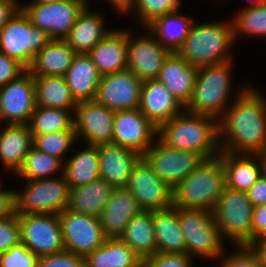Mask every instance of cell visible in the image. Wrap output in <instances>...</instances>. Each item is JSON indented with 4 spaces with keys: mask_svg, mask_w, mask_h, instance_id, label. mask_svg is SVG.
I'll list each match as a JSON object with an SVG mask.
<instances>
[{
    "mask_svg": "<svg viewBox=\"0 0 266 267\" xmlns=\"http://www.w3.org/2000/svg\"><path fill=\"white\" fill-rule=\"evenodd\" d=\"M64 162L63 175L69 188L83 186L100 178L98 146L88 145Z\"/></svg>",
    "mask_w": 266,
    "mask_h": 267,
    "instance_id": "obj_34",
    "label": "cell"
},
{
    "mask_svg": "<svg viewBox=\"0 0 266 267\" xmlns=\"http://www.w3.org/2000/svg\"><path fill=\"white\" fill-rule=\"evenodd\" d=\"M20 7L18 0H0V30Z\"/></svg>",
    "mask_w": 266,
    "mask_h": 267,
    "instance_id": "obj_51",
    "label": "cell"
},
{
    "mask_svg": "<svg viewBox=\"0 0 266 267\" xmlns=\"http://www.w3.org/2000/svg\"><path fill=\"white\" fill-rule=\"evenodd\" d=\"M24 182L23 190L14 191L16 214H59L67 209L70 188L63 174Z\"/></svg>",
    "mask_w": 266,
    "mask_h": 267,
    "instance_id": "obj_9",
    "label": "cell"
},
{
    "mask_svg": "<svg viewBox=\"0 0 266 267\" xmlns=\"http://www.w3.org/2000/svg\"><path fill=\"white\" fill-rule=\"evenodd\" d=\"M234 38L242 34L266 38V4L246 6L231 18Z\"/></svg>",
    "mask_w": 266,
    "mask_h": 267,
    "instance_id": "obj_39",
    "label": "cell"
},
{
    "mask_svg": "<svg viewBox=\"0 0 266 267\" xmlns=\"http://www.w3.org/2000/svg\"><path fill=\"white\" fill-rule=\"evenodd\" d=\"M38 257L22 242L0 255V267H37Z\"/></svg>",
    "mask_w": 266,
    "mask_h": 267,
    "instance_id": "obj_43",
    "label": "cell"
},
{
    "mask_svg": "<svg viewBox=\"0 0 266 267\" xmlns=\"http://www.w3.org/2000/svg\"><path fill=\"white\" fill-rule=\"evenodd\" d=\"M139 109L157 128L185 110V107L157 79L142 83Z\"/></svg>",
    "mask_w": 266,
    "mask_h": 267,
    "instance_id": "obj_20",
    "label": "cell"
},
{
    "mask_svg": "<svg viewBox=\"0 0 266 267\" xmlns=\"http://www.w3.org/2000/svg\"><path fill=\"white\" fill-rule=\"evenodd\" d=\"M249 86L237 91L238 97L218 118L221 151L257 154L266 150V98Z\"/></svg>",
    "mask_w": 266,
    "mask_h": 267,
    "instance_id": "obj_1",
    "label": "cell"
},
{
    "mask_svg": "<svg viewBox=\"0 0 266 267\" xmlns=\"http://www.w3.org/2000/svg\"><path fill=\"white\" fill-rule=\"evenodd\" d=\"M81 1H83L86 5H89V1H87V0H81Z\"/></svg>",
    "mask_w": 266,
    "mask_h": 267,
    "instance_id": "obj_57",
    "label": "cell"
},
{
    "mask_svg": "<svg viewBox=\"0 0 266 267\" xmlns=\"http://www.w3.org/2000/svg\"><path fill=\"white\" fill-rule=\"evenodd\" d=\"M37 106L74 110V100L64 76H33Z\"/></svg>",
    "mask_w": 266,
    "mask_h": 267,
    "instance_id": "obj_36",
    "label": "cell"
},
{
    "mask_svg": "<svg viewBox=\"0 0 266 267\" xmlns=\"http://www.w3.org/2000/svg\"><path fill=\"white\" fill-rule=\"evenodd\" d=\"M28 69L18 60L0 52V88L25 73Z\"/></svg>",
    "mask_w": 266,
    "mask_h": 267,
    "instance_id": "obj_48",
    "label": "cell"
},
{
    "mask_svg": "<svg viewBox=\"0 0 266 267\" xmlns=\"http://www.w3.org/2000/svg\"><path fill=\"white\" fill-rule=\"evenodd\" d=\"M86 4L81 0H62L53 3H21L36 28L49 33L52 39H65Z\"/></svg>",
    "mask_w": 266,
    "mask_h": 267,
    "instance_id": "obj_12",
    "label": "cell"
},
{
    "mask_svg": "<svg viewBox=\"0 0 266 267\" xmlns=\"http://www.w3.org/2000/svg\"><path fill=\"white\" fill-rule=\"evenodd\" d=\"M266 4V0H251V4L249 6H256Z\"/></svg>",
    "mask_w": 266,
    "mask_h": 267,
    "instance_id": "obj_55",
    "label": "cell"
},
{
    "mask_svg": "<svg viewBox=\"0 0 266 267\" xmlns=\"http://www.w3.org/2000/svg\"><path fill=\"white\" fill-rule=\"evenodd\" d=\"M59 222L65 250L86 257L107 239L100 219L64 209L59 213Z\"/></svg>",
    "mask_w": 266,
    "mask_h": 267,
    "instance_id": "obj_13",
    "label": "cell"
},
{
    "mask_svg": "<svg viewBox=\"0 0 266 267\" xmlns=\"http://www.w3.org/2000/svg\"><path fill=\"white\" fill-rule=\"evenodd\" d=\"M114 188L103 178L71 188L67 210L99 218Z\"/></svg>",
    "mask_w": 266,
    "mask_h": 267,
    "instance_id": "obj_28",
    "label": "cell"
},
{
    "mask_svg": "<svg viewBox=\"0 0 266 267\" xmlns=\"http://www.w3.org/2000/svg\"><path fill=\"white\" fill-rule=\"evenodd\" d=\"M101 75L128 69L127 31L114 29L87 53Z\"/></svg>",
    "mask_w": 266,
    "mask_h": 267,
    "instance_id": "obj_24",
    "label": "cell"
},
{
    "mask_svg": "<svg viewBox=\"0 0 266 267\" xmlns=\"http://www.w3.org/2000/svg\"><path fill=\"white\" fill-rule=\"evenodd\" d=\"M144 36L133 38L131 31H127V62L128 69L140 80L157 79L164 61L170 50L163 47L155 36L144 27Z\"/></svg>",
    "mask_w": 266,
    "mask_h": 267,
    "instance_id": "obj_17",
    "label": "cell"
},
{
    "mask_svg": "<svg viewBox=\"0 0 266 267\" xmlns=\"http://www.w3.org/2000/svg\"><path fill=\"white\" fill-rule=\"evenodd\" d=\"M246 193L254 207L266 203V179L261 176Z\"/></svg>",
    "mask_w": 266,
    "mask_h": 267,
    "instance_id": "obj_49",
    "label": "cell"
},
{
    "mask_svg": "<svg viewBox=\"0 0 266 267\" xmlns=\"http://www.w3.org/2000/svg\"><path fill=\"white\" fill-rule=\"evenodd\" d=\"M101 76L90 56L78 53L64 77L74 100L81 102L95 100Z\"/></svg>",
    "mask_w": 266,
    "mask_h": 267,
    "instance_id": "obj_26",
    "label": "cell"
},
{
    "mask_svg": "<svg viewBox=\"0 0 266 267\" xmlns=\"http://www.w3.org/2000/svg\"><path fill=\"white\" fill-rule=\"evenodd\" d=\"M261 167V176L266 179V150L257 153Z\"/></svg>",
    "mask_w": 266,
    "mask_h": 267,
    "instance_id": "obj_53",
    "label": "cell"
},
{
    "mask_svg": "<svg viewBox=\"0 0 266 267\" xmlns=\"http://www.w3.org/2000/svg\"><path fill=\"white\" fill-rule=\"evenodd\" d=\"M77 142L75 130H62L33 135V147L38 151L55 156L65 162L64 159L69 150ZM72 148V149H70Z\"/></svg>",
    "mask_w": 266,
    "mask_h": 267,
    "instance_id": "obj_40",
    "label": "cell"
},
{
    "mask_svg": "<svg viewBox=\"0 0 266 267\" xmlns=\"http://www.w3.org/2000/svg\"><path fill=\"white\" fill-rule=\"evenodd\" d=\"M100 178L114 187H127L133 166L142 157L115 144L98 145Z\"/></svg>",
    "mask_w": 266,
    "mask_h": 267,
    "instance_id": "obj_23",
    "label": "cell"
},
{
    "mask_svg": "<svg viewBox=\"0 0 266 267\" xmlns=\"http://www.w3.org/2000/svg\"><path fill=\"white\" fill-rule=\"evenodd\" d=\"M9 190L5 195H0V221L15 214V193Z\"/></svg>",
    "mask_w": 266,
    "mask_h": 267,
    "instance_id": "obj_50",
    "label": "cell"
},
{
    "mask_svg": "<svg viewBox=\"0 0 266 267\" xmlns=\"http://www.w3.org/2000/svg\"><path fill=\"white\" fill-rule=\"evenodd\" d=\"M153 229L157 253H186L185 237L180 229L177 207L153 211Z\"/></svg>",
    "mask_w": 266,
    "mask_h": 267,
    "instance_id": "obj_31",
    "label": "cell"
},
{
    "mask_svg": "<svg viewBox=\"0 0 266 267\" xmlns=\"http://www.w3.org/2000/svg\"><path fill=\"white\" fill-rule=\"evenodd\" d=\"M226 187L221 157L205 159L173 189V206L213 211Z\"/></svg>",
    "mask_w": 266,
    "mask_h": 267,
    "instance_id": "obj_4",
    "label": "cell"
},
{
    "mask_svg": "<svg viewBox=\"0 0 266 267\" xmlns=\"http://www.w3.org/2000/svg\"><path fill=\"white\" fill-rule=\"evenodd\" d=\"M33 147L30 127L24 124H6L0 139V161L3 168L16 173Z\"/></svg>",
    "mask_w": 266,
    "mask_h": 267,
    "instance_id": "obj_30",
    "label": "cell"
},
{
    "mask_svg": "<svg viewBox=\"0 0 266 267\" xmlns=\"http://www.w3.org/2000/svg\"><path fill=\"white\" fill-rule=\"evenodd\" d=\"M232 60L200 67L185 110L219 118L230 105Z\"/></svg>",
    "mask_w": 266,
    "mask_h": 267,
    "instance_id": "obj_5",
    "label": "cell"
},
{
    "mask_svg": "<svg viewBox=\"0 0 266 267\" xmlns=\"http://www.w3.org/2000/svg\"><path fill=\"white\" fill-rule=\"evenodd\" d=\"M266 246V203L254 207L252 217V247Z\"/></svg>",
    "mask_w": 266,
    "mask_h": 267,
    "instance_id": "obj_47",
    "label": "cell"
},
{
    "mask_svg": "<svg viewBox=\"0 0 266 267\" xmlns=\"http://www.w3.org/2000/svg\"><path fill=\"white\" fill-rule=\"evenodd\" d=\"M3 129H1V133H0V139H1V137H2V134H3V132H4V130L2 131Z\"/></svg>",
    "mask_w": 266,
    "mask_h": 267,
    "instance_id": "obj_58",
    "label": "cell"
},
{
    "mask_svg": "<svg viewBox=\"0 0 266 267\" xmlns=\"http://www.w3.org/2000/svg\"><path fill=\"white\" fill-rule=\"evenodd\" d=\"M77 53L63 39H52L39 51L28 71L33 76H65Z\"/></svg>",
    "mask_w": 266,
    "mask_h": 267,
    "instance_id": "obj_29",
    "label": "cell"
},
{
    "mask_svg": "<svg viewBox=\"0 0 266 267\" xmlns=\"http://www.w3.org/2000/svg\"><path fill=\"white\" fill-rule=\"evenodd\" d=\"M63 168L64 162L61 159L32 147L15 173V176L18 175L17 177L25 181L48 179L52 178L54 174L62 175Z\"/></svg>",
    "mask_w": 266,
    "mask_h": 267,
    "instance_id": "obj_37",
    "label": "cell"
},
{
    "mask_svg": "<svg viewBox=\"0 0 266 267\" xmlns=\"http://www.w3.org/2000/svg\"><path fill=\"white\" fill-rule=\"evenodd\" d=\"M254 206L246 192L225 187L214 209L220 234L234 246L252 247V217Z\"/></svg>",
    "mask_w": 266,
    "mask_h": 267,
    "instance_id": "obj_7",
    "label": "cell"
},
{
    "mask_svg": "<svg viewBox=\"0 0 266 267\" xmlns=\"http://www.w3.org/2000/svg\"><path fill=\"white\" fill-rule=\"evenodd\" d=\"M187 253H156L142 259V267H193Z\"/></svg>",
    "mask_w": 266,
    "mask_h": 267,
    "instance_id": "obj_44",
    "label": "cell"
},
{
    "mask_svg": "<svg viewBox=\"0 0 266 267\" xmlns=\"http://www.w3.org/2000/svg\"><path fill=\"white\" fill-rule=\"evenodd\" d=\"M51 40L48 32L32 25L20 7L0 30V52L18 60L28 69L36 54Z\"/></svg>",
    "mask_w": 266,
    "mask_h": 267,
    "instance_id": "obj_8",
    "label": "cell"
},
{
    "mask_svg": "<svg viewBox=\"0 0 266 267\" xmlns=\"http://www.w3.org/2000/svg\"><path fill=\"white\" fill-rule=\"evenodd\" d=\"M158 128L148 120L139 108L114 113L112 144L143 155L157 138Z\"/></svg>",
    "mask_w": 266,
    "mask_h": 267,
    "instance_id": "obj_19",
    "label": "cell"
},
{
    "mask_svg": "<svg viewBox=\"0 0 266 267\" xmlns=\"http://www.w3.org/2000/svg\"><path fill=\"white\" fill-rule=\"evenodd\" d=\"M109 1L113 7H115L120 13H127L129 8L132 6L134 0H106Z\"/></svg>",
    "mask_w": 266,
    "mask_h": 267,
    "instance_id": "obj_52",
    "label": "cell"
},
{
    "mask_svg": "<svg viewBox=\"0 0 266 267\" xmlns=\"http://www.w3.org/2000/svg\"><path fill=\"white\" fill-rule=\"evenodd\" d=\"M198 69L177 52H171L164 61L157 80L185 107L196 85Z\"/></svg>",
    "mask_w": 266,
    "mask_h": 267,
    "instance_id": "obj_22",
    "label": "cell"
},
{
    "mask_svg": "<svg viewBox=\"0 0 266 267\" xmlns=\"http://www.w3.org/2000/svg\"><path fill=\"white\" fill-rule=\"evenodd\" d=\"M142 83L129 69L102 75L95 101L112 111L139 108Z\"/></svg>",
    "mask_w": 266,
    "mask_h": 267,
    "instance_id": "obj_16",
    "label": "cell"
},
{
    "mask_svg": "<svg viewBox=\"0 0 266 267\" xmlns=\"http://www.w3.org/2000/svg\"><path fill=\"white\" fill-rule=\"evenodd\" d=\"M141 211L128 187H115L99 217L106 238H120L128 222Z\"/></svg>",
    "mask_w": 266,
    "mask_h": 267,
    "instance_id": "obj_21",
    "label": "cell"
},
{
    "mask_svg": "<svg viewBox=\"0 0 266 267\" xmlns=\"http://www.w3.org/2000/svg\"><path fill=\"white\" fill-rule=\"evenodd\" d=\"M234 253H224L217 267H266V250L264 247L246 245L233 246ZM237 249V250H236Z\"/></svg>",
    "mask_w": 266,
    "mask_h": 267,
    "instance_id": "obj_42",
    "label": "cell"
},
{
    "mask_svg": "<svg viewBox=\"0 0 266 267\" xmlns=\"http://www.w3.org/2000/svg\"><path fill=\"white\" fill-rule=\"evenodd\" d=\"M37 267H86L85 257L66 250L38 257Z\"/></svg>",
    "mask_w": 266,
    "mask_h": 267,
    "instance_id": "obj_46",
    "label": "cell"
},
{
    "mask_svg": "<svg viewBox=\"0 0 266 267\" xmlns=\"http://www.w3.org/2000/svg\"><path fill=\"white\" fill-rule=\"evenodd\" d=\"M1 182L2 181H0V195H5L9 190L6 189L3 190V188L1 187Z\"/></svg>",
    "mask_w": 266,
    "mask_h": 267,
    "instance_id": "obj_56",
    "label": "cell"
},
{
    "mask_svg": "<svg viewBox=\"0 0 266 267\" xmlns=\"http://www.w3.org/2000/svg\"><path fill=\"white\" fill-rule=\"evenodd\" d=\"M157 137L166 145L201 154L205 159L221 152L218 119L184 110L158 127Z\"/></svg>",
    "mask_w": 266,
    "mask_h": 267,
    "instance_id": "obj_2",
    "label": "cell"
},
{
    "mask_svg": "<svg viewBox=\"0 0 266 267\" xmlns=\"http://www.w3.org/2000/svg\"><path fill=\"white\" fill-rule=\"evenodd\" d=\"M142 158L172 189L205 160L199 153L168 146L158 137Z\"/></svg>",
    "mask_w": 266,
    "mask_h": 267,
    "instance_id": "obj_10",
    "label": "cell"
},
{
    "mask_svg": "<svg viewBox=\"0 0 266 267\" xmlns=\"http://www.w3.org/2000/svg\"><path fill=\"white\" fill-rule=\"evenodd\" d=\"M219 156L225 167L226 187L247 192L261 177L257 154L221 151Z\"/></svg>",
    "mask_w": 266,
    "mask_h": 267,
    "instance_id": "obj_27",
    "label": "cell"
},
{
    "mask_svg": "<svg viewBox=\"0 0 266 267\" xmlns=\"http://www.w3.org/2000/svg\"><path fill=\"white\" fill-rule=\"evenodd\" d=\"M21 242L37 257L65 250L59 214H17Z\"/></svg>",
    "mask_w": 266,
    "mask_h": 267,
    "instance_id": "obj_11",
    "label": "cell"
},
{
    "mask_svg": "<svg viewBox=\"0 0 266 267\" xmlns=\"http://www.w3.org/2000/svg\"><path fill=\"white\" fill-rule=\"evenodd\" d=\"M21 242L18 215L0 221V255Z\"/></svg>",
    "mask_w": 266,
    "mask_h": 267,
    "instance_id": "obj_45",
    "label": "cell"
},
{
    "mask_svg": "<svg viewBox=\"0 0 266 267\" xmlns=\"http://www.w3.org/2000/svg\"><path fill=\"white\" fill-rule=\"evenodd\" d=\"M178 11L159 16L146 26L156 40L171 52H177L182 46L195 21Z\"/></svg>",
    "mask_w": 266,
    "mask_h": 267,
    "instance_id": "obj_32",
    "label": "cell"
},
{
    "mask_svg": "<svg viewBox=\"0 0 266 267\" xmlns=\"http://www.w3.org/2000/svg\"><path fill=\"white\" fill-rule=\"evenodd\" d=\"M180 229L185 237L186 253L192 257L216 260L227 251L213 211L177 207Z\"/></svg>",
    "mask_w": 266,
    "mask_h": 267,
    "instance_id": "obj_6",
    "label": "cell"
},
{
    "mask_svg": "<svg viewBox=\"0 0 266 267\" xmlns=\"http://www.w3.org/2000/svg\"><path fill=\"white\" fill-rule=\"evenodd\" d=\"M28 126L30 127L32 135L62 130H75L74 111L62 108L36 106Z\"/></svg>",
    "mask_w": 266,
    "mask_h": 267,
    "instance_id": "obj_38",
    "label": "cell"
},
{
    "mask_svg": "<svg viewBox=\"0 0 266 267\" xmlns=\"http://www.w3.org/2000/svg\"><path fill=\"white\" fill-rule=\"evenodd\" d=\"M62 0H32L31 2L28 3H53V2H59Z\"/></svg>",
    "mask_w": 266,
    "mask_h": 267,
    "instance_id": "obj_54",
    "label": "cell"
},
{
    "mask_svg": "<svg viewBox=\"0 0 266 267\" xmlns=\"http://www.w3.org/2000/svg\"><path fill=\"white\" fill-rule=\"evenodd\" d=\"M234 42L232 21L203 24L194 21L177 53L192 66L200 68L233 60L230 52Z\"/></svg>",
    "mask_w": 266,
    "mask_h": 267,
    "instance_id": "obj_3",
    "label": "cell"
},
{
    "mask_svg": "<svg viewBox=\"0 0 266 267\" xmlns=\"http://www.w3.org/2000/svg\"><path fill=\"white\" fill-rule=\"evenodd\" d=\"M120 239L142 259L155 255L157 242L153 229V211H141L133 216Z\"/></svg>",
    "mask_w": 266,
    "mask_h": 267,
    "instance_id": "obj_33",
    "label": "cell"
},
{
    "mask_svg": "<svg viewBox=\"0 0 266 267\" xmlns=\"http://www.w3.org/2000/svg\"><path fill=\"white\" fill-rule=\"evenodd\" d=\"M114 113L94 101L77 102L74 111L76 138L88 145L110 144L113 141ZM79 138V139H78Z\"/></svg>",
    "mask_w": 266,
    "mask_h": 267,
    "instance_id": "obj_18",
    "label": "cell"
},
{
    "mask_svg": "<svg viewBox=\"0 0 266 267\" xmlns=\"http://www.w3.org/2000/svg\"><path fill=\"white\" fill-rule=\"evenodd\" d=\"M182 2V0H134L127 12L134 13L144 28L157 17L178 10Z\"/></svg>",
    "mask_w": 266,
    "mask_h": 267,
    "instance_id": "obj_41",
    "label": "cell"
},
{
    "mask_svg": "<svg viewBox=\"0 0 266 267\" xmlns=\"http://www.w3.org/2000/svg\"><path fill=\"white\" fill-rule=\"evenodd\" d=\"M86 267H141L140 258L120 238H107L85 257Z\"/></svg>",
    "mask_w": 266,
    "mask_h": 267,
    "instance_id": "obj_35",
    "label": "cell"
},
{
    "mask_svg": "<svg viewBox=\"0 0 266 267\" xmlns=\"http://www.w3.org/2000/svg\"><path fill=\"white\" fill-rule=\"evenodd\" d=\"M127 187L142 211L164 210L173 206V189L155 174L142 157L133 166Z\"/></svg>",
    "mask_w": 266,
    "mask_h": 267,
    "instance_id": "obj_14",
    "label": "cell"
},
{
    "mask_svg": "<svg viewBox=\"0 0 266 267\" xmlns=\"http://www.w3.org/2000/svg\"><path fill=\"white\" fill-rule=\"evenodd\" d=\"M89 7L86 5L80 12L68 36L64 39L77 54H87L112 31L106 29L104 25L105 16L101 15L100 11H92Z\"/></svg>",
    "mask_w": 266,
    "mask_h": 267,
    "instance_id": "obj_25",
    "label": "cell"
},
{
    "mask_svg": "<svg viewBox=\"0 0 266 267\" xmlns=\"http://www.w3.org/2000/svg\"><path fill=\"white\" fill-rule=\"evenodd\" d=\"M35 82L27 70L0 88V121L28 125L36 108Z\"/></svg>",
    "mask_w": 266,
    "mask_h": 267,
    "instance_id": "obj_15",
    "label": "cell"
}]
</instances>
